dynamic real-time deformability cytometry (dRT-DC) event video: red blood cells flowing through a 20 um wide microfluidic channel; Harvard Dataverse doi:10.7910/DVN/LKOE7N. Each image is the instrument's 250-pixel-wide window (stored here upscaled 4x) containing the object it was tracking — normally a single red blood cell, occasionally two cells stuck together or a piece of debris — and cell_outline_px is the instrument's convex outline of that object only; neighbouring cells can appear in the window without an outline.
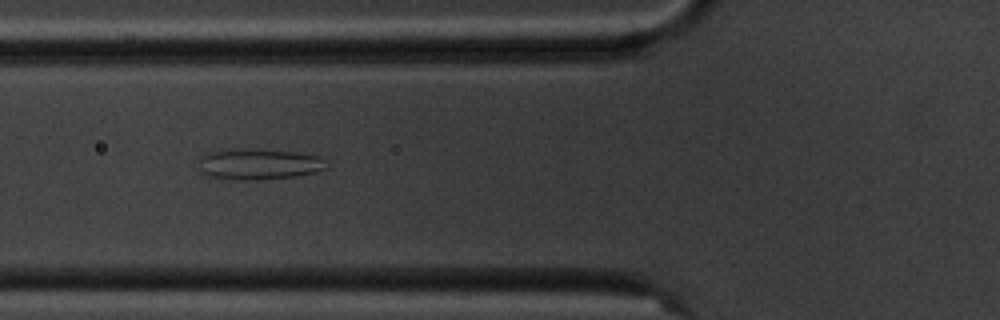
{"species": "common noctule bat (a hibernating species)", "species_latin": "Nyctalus noctula", "temperature_condition": "cold", "stored_images_in_passage": 13, "camera_frame_rate_fps": 3000, "um_per_image_px": 0.085, "animal": {"sex": "male", "body_mass_g": 20.1, "forearm_length_mm": 53.5}, "frame": {"image": 1, "passage_image": 4, "time_ms": 3.333, "image_size_px": [1000, 320], "cell_outline_px": [[328, 168], [316, 172], [292, 176], [256, 180], [244, 180], [208, 176], [200, 172], [196, 160], [200, 156], [208, 152], [232, 148], [244, 148], [296, 152], [320, 156], [324, 160]], "centroid_in_image_um": [21.93, 13.93], "position_along_channel_um": 103.9, "area_um2": 23.29}}
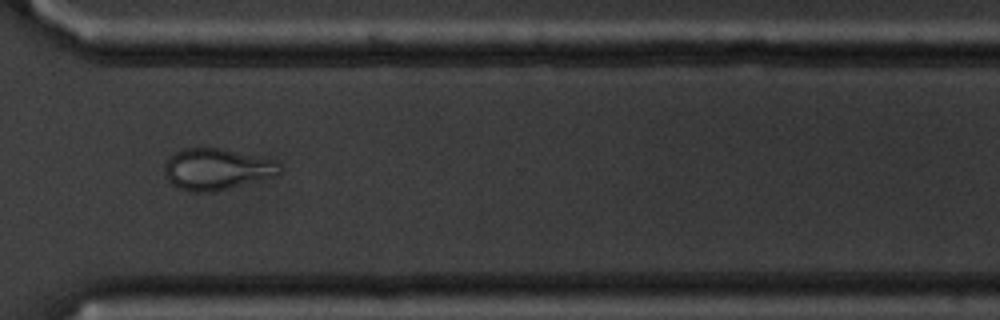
{"frame": {"image": 2, "passage_image": 10, "time_ms": 10.333, "image_size_px": [1000, 320], "cell_outline_px": [[280, 172], [272, 176], [212, 192], [188, 192], [172, 184], [164, 176], [164, 168], [168, 160], [176, 152], [184, 148], [224, 148], [268, 160], [280, 164]], "centroid_in_image_um": [18.33, 14.38], "position_along_channel_um": 352.3, "area_um2": 27.05}, "authors_computed_cell_mechanics": {"area_um2": 26.5302, "velocity_mm_per_s": 3.54, "shape_relaxation_time_tau1_ms": null, "shape_relaxation_time_tau2_ms": 1.2999, "deformation_change_tau1": null, "deformation_change_tau2": 0.0626}}